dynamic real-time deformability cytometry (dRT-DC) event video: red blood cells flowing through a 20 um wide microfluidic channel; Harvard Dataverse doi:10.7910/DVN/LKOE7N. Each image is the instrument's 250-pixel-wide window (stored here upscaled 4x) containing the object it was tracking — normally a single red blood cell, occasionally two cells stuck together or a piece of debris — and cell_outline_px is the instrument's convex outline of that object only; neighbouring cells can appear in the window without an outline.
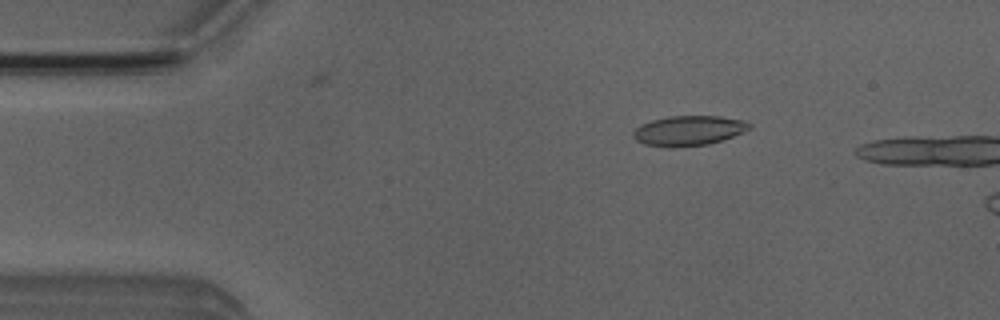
{"species": "Egyptian fruit bat (a non-hibernating species)", "species_latin": "Rousettus aegyptiacus", "temperature_condition": "room temperature", "stored_images_in_passage": 45, "camera_frame_rate_fps": 3000, "um_per_image_px": 0.085, "animal": {"sex": "male"}, "frame": {"image": 1, "passage_image": 8, "time_ms": 2.333, "image_size_px": [1000, 320], "cell_outline_px": [[752, 128], [732, 136], [708, 144], [672, 148], [644, 144], [636, 140], [632, 136], [632, 132], [640, 124], [652, 120], [668, 116], [720, 116], [744, 120], [752, 124]], "centroid_in_image_um": [58.51, 11.1], "position_along_channel_um": 26.5, "area_um2": 20.35}}
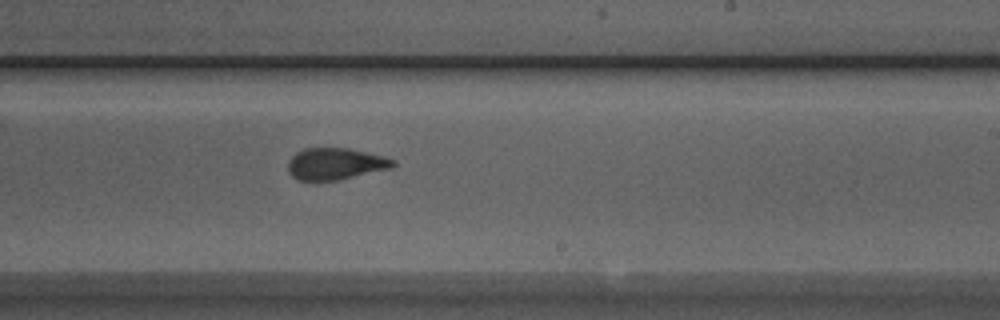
{"frame": {"image": 2, "passage_image": 30, "time_ms": 9.667, "image_size_px": [1000, 320], "cell_outline_px": [[396, 164], [392, 168], [340, 180], [296, 180], [288, 172], [288, 160], [296, 152], [304, 148], [348, 148], [384, 156], [396, 160]], "centroid_in_image_um": [28.52, 13.93], "position_along_channel_um": 260.5, "area_um2": 19.59}}
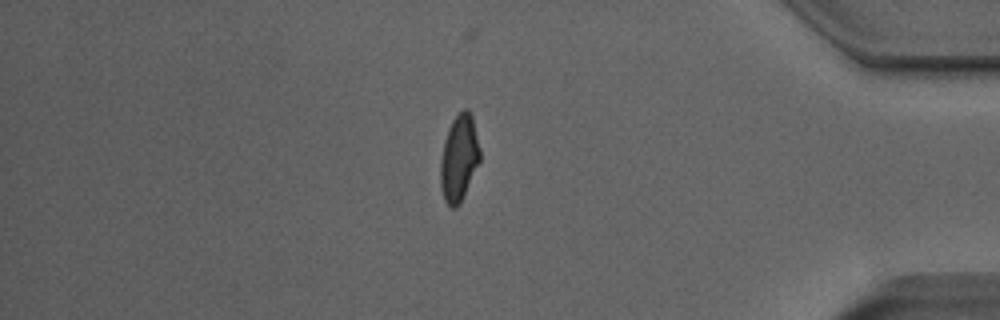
{"frame": {"image": 3, "passage_image": 43, "time_ms": 14.0, "image_size_px": [1000, 320], "cell_outline_px": [[480, 160], [460, 204], [456, 208], [452, 208], [444, 200], [440, 188], [440, 160], [444, 140], [448, 128], [452, 120], [464, 108], [468, 108], [472, 116], [480, 148]], "centroid_in_image_um": [39.0, 13.44], "position_along_channel_um": 396.2, "area_um2": 20.0}, "authors_computed_cell_mechanics": {"area_um2": 19.9988, "velocity_mm_per_s": 3.9804, "shape_relaxation_time_tau1_ms": 7.005, "shape_relaxation_time_tau2_ms": 1.3965, "deformation_change_tau1": 0.1938, "deformation_change_tau2": 0.0737}}